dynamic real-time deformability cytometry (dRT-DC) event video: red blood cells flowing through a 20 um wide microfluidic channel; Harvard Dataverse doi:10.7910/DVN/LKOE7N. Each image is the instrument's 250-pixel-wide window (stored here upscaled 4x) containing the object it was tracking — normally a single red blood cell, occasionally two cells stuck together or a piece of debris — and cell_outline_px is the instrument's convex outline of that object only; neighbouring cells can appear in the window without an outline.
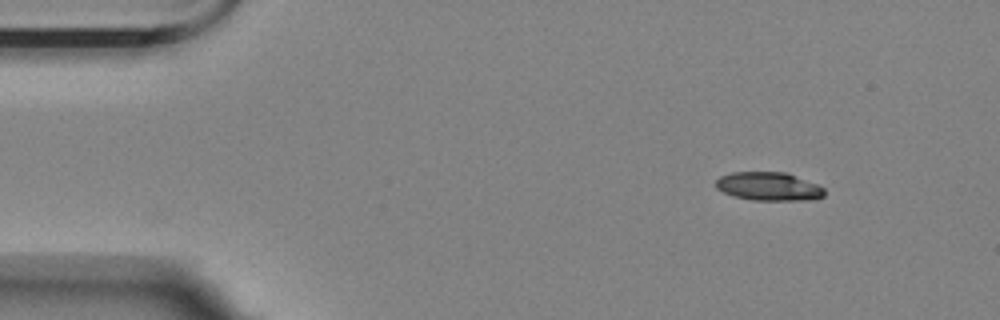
{"species": "Egyptian fruit bat (a non-hibernating species)", "species_latin": "Rousettus aegyptiacus", "temperature_condition": "room temperature", "stored_images_in_passage": 38, "camera_frame_rate_fps": 3000, "um_per_image_px": 0.085, "animal": {"sex": "female"}, "frame": {"image": 1, "passage_image": 1, "time_ms": 0.0, "image_size_px": [1000, 320], "cell_outline_px": [[824, 196], [812, 200], [752, 200], [732, 196], [716, 188], [716, 180], [720, 176], [732, 172], [788, 172], [816, 184], [824, 188]], "centroid_in_image_um": [65.34, 15.84], "position_along_channel_um": 19.7, "area_um2": 18.09}}
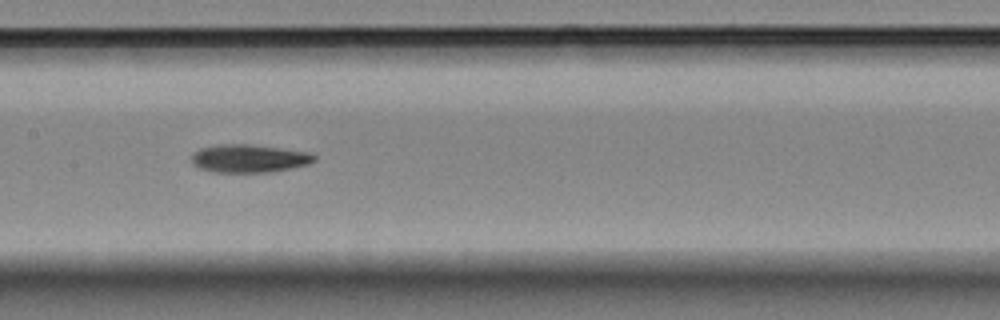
{"frame": {"image": 2, "passage_image": 22, "time_ms": 7.0, "image_size_px": [1000, 320], "cell_outline_px": [[316, 160], [308, 164], [292, 168], [272, 172], [216, 172], [200, 168], [192, 164], [192, 156], [200, 148], [224, 144], [248, 144], [312, 152], [316, 156]], "centroid_in_image_um": [21.23, 13.47], "position_along_channel_um": 186.2, "area_um2": 20.0}}
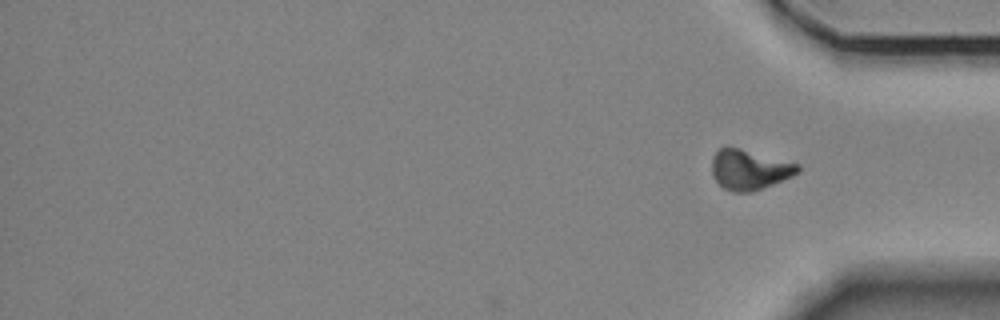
{"frame": {"image": 3, "passage_image": 38, "time_ms": 12.333, "image_size_px": [1000, 320], "cell_outline_px": [[800, 172], [792, 176], [752, 192], [732, 192], [724, 188], [712, 176], [712, 156], [720, 148], [740, 148], [800, 164]], "centroid_in_image_um": [63.7, 14.42], "position_along_channel_um": 371.5, "area_um2": 19.94}, "authors_computed_cell_mechanics": {"area_um2": 19.8832, "velocity_mm_per_s": 3.5163, "shape_relaxation_time_tau1_ms": 5.3963, "shape_relaxation_time_tau2_ms": null, "deformation_change_tau1": 0.1414, "deformation_change_tau2": null}}